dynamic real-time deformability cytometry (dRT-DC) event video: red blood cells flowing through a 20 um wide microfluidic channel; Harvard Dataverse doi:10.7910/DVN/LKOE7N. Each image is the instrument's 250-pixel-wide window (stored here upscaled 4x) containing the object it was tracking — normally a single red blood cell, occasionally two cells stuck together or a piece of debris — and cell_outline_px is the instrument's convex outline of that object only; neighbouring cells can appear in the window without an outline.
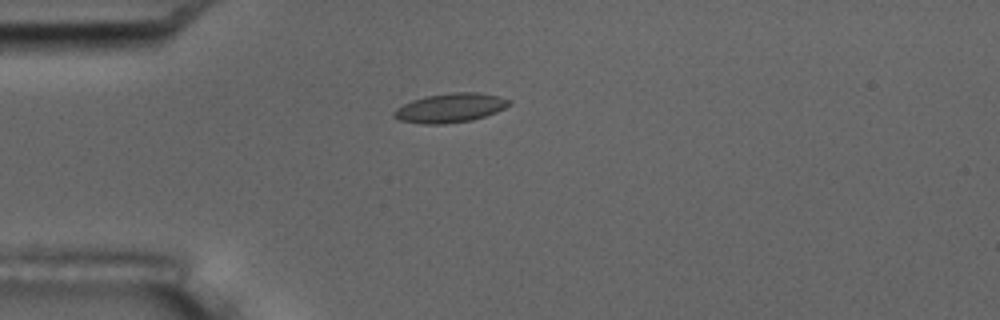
{"species": "common noctule bat (a hibernating species)", "species_latin": "Nyctalus noctula", "temperature_condition": "room temperature", "stored_images_in_passage": 5, "camera_frame_rate_fps": 3000, "um_per_image_px": 0.085, "animal": {"sex": "male", "body_mass_g": 17.5, "forearm_length_mm": 52.3}, "frame": {"image": 1, "passage_image": 5, "time_ms": 4.667, "image_size_px": [1000, 320], "cell_outline_px": [[512, 104], [496, 112], [472, 120], [440, 124], [424, 124], [400, 120], [392, 116], [392, 112], [396, 108], [412, 100], [424, 96], [452, 92], [476, 92], [500, 96], [512, 100]], "centroid_in_image_um": [38.28, 9.16], "position_along_channel_um": 46.7, "area_um2": 19.65}}